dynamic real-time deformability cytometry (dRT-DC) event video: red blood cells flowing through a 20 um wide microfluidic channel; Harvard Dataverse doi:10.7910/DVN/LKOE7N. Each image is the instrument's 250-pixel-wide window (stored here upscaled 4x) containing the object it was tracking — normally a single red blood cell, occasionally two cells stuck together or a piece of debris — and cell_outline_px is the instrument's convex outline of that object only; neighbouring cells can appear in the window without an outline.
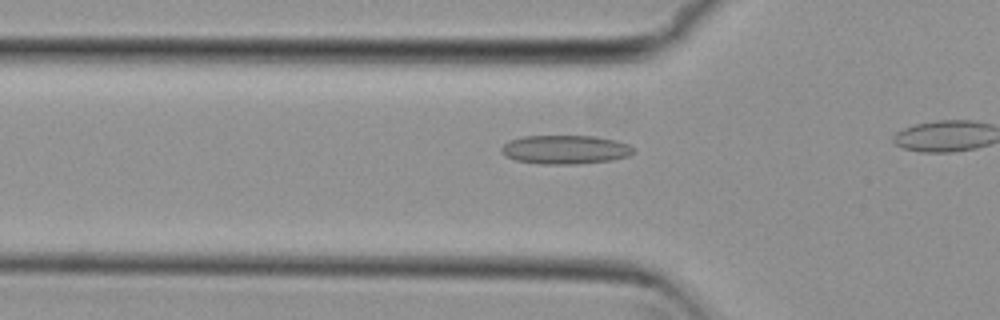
{"species": "common noctule bat (a hibernating species)", "species_latin": "Nyctalus noctula", "temperature_condition": "cold", "stored_images_in_passage": 19, "camera_frame_rate_fps": 3000, "um_per_image_px": 0.085, "animal": {"sex": "female", "body_mass_g": 29.2, "forearm_length_mm": 56.3}, "frame": {"image": 1, "passage_image": 14, "time_ms": 4.333, "image_size_px": [1000, 320], "cell_outline_px": [[632, 152], [628, 156], [612, 160], [576, 164], [536, 164], [516, 160], [504, 156], [500, 152], [500, 148], [508, 140], [524, 136], [596, 136], [616, 140], [628, 144], [632, 148]], "centroid_in_image_um": [47.98, 12.71], "position_along_channel_um": 77.8, "area_um2": 22.31}}